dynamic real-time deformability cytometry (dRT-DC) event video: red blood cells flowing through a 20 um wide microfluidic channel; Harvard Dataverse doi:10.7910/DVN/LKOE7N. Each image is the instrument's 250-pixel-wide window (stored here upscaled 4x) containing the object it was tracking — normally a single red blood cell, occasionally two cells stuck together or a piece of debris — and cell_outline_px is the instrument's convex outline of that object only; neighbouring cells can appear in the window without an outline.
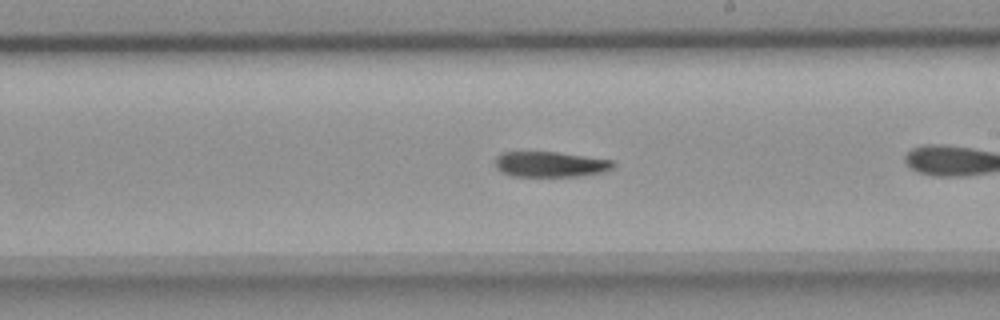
{"species": "common noctule bat (a hibernating species)", "species_latin": "Nyctalus noctula", "temperature_condition": "room temperature", "stored_images_in_passage": 27, "camera_frame_rate_fps": 3000, "um_per_image_px": 0.085, "animal": {"sex": "female", "body_mass_g": 18.4}, "frame": {"image": 1, "passage_image": 16, "time_ms": 5.0, "image_size_px": [1000, 320], "cell_outline_px": [[616, 164], [612, 168], [600, 172], [580, 176], [512, 176], [500, 172], [496, 168], [496, 156], [500, 152], [556, 152], [612, 160]], "centroid_in_image_um": [46.73, 13.96], "position_along_channel_um": 242.3, "area_um2": 17.4}}